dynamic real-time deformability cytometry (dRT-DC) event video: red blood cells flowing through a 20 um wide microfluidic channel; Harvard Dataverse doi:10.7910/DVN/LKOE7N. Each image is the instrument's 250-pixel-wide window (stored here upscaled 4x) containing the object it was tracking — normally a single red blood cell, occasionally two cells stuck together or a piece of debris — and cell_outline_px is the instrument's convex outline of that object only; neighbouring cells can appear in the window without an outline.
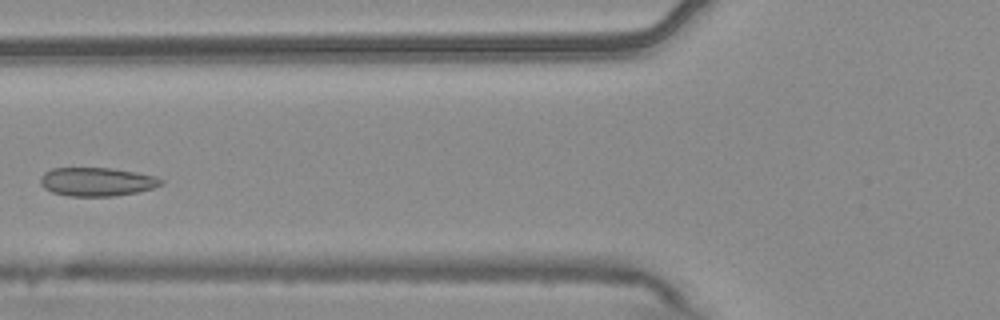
{"species": "common noctule bat (a hibernating species)", "species_latin": "Nyctalus noctula", "temperature_condition": "warm", "stored_images_in_passage": 4, "camera_frame_rate_fps": 3000, "um_per_image_px": 0.085, "animal": {"sex": "male", "body_mass_g": 20.4}, "frame": {"image": 1, "passage_image": 4, "time_ms": 1.0, "image_size_px": [1000, 320], "cell_outline_px": [[164, 180], [160, 184], [152, 188], [136, 192], [112, 196], [68, 196], [52, 192], [44, 188], [40, 184], [40, 176], [44, 172], [52, 168], [112, 168], [136, 172], [156, 176]], "centroid_in_image_um": [8.19, 15.44], "position_along_channel_um": 117.6, "area_um2": 20.11}}